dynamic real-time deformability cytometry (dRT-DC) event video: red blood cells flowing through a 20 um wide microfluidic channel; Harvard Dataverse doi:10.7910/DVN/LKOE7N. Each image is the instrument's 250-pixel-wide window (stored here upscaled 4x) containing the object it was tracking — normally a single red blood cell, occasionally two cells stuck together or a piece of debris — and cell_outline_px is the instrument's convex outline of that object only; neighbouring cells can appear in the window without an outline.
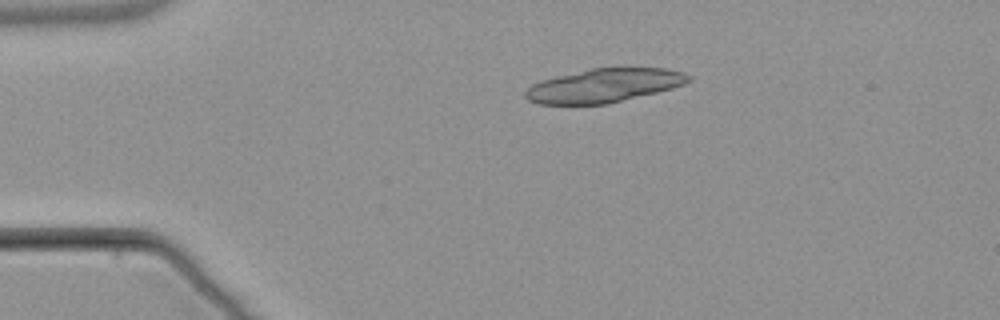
{"species": "common noctule bat (a hibernating species)", "species_latin": "Nyctalus noctula", "temperature_condition": "warm", "stored_images_in_passage": 2, "camera_frame_rate_fps": 3000, "um_per_image_px": 0.085, "animal": {"sex": "male", "body_mass_g": 21.5, "forearm_length_mm": 52.0}, "frame": {"image": 1, "passage_image": 1, "time_ms": 0.0, "image_size_px": [1000, 320], "cell_outline_px": [[692, 80], [684, 84], [672, 88], [656, 92], [604, 104], [540, 104], [528, 100], [524, 96], [524, 92], [532, 84], [556, 76], [592, 68], [668, 68], [684, 72], [692, 76]], "centroid_in_image_um": [51.36, 7.26], "position_along_channel_um": 33.6, "area_um2": 31.79}}